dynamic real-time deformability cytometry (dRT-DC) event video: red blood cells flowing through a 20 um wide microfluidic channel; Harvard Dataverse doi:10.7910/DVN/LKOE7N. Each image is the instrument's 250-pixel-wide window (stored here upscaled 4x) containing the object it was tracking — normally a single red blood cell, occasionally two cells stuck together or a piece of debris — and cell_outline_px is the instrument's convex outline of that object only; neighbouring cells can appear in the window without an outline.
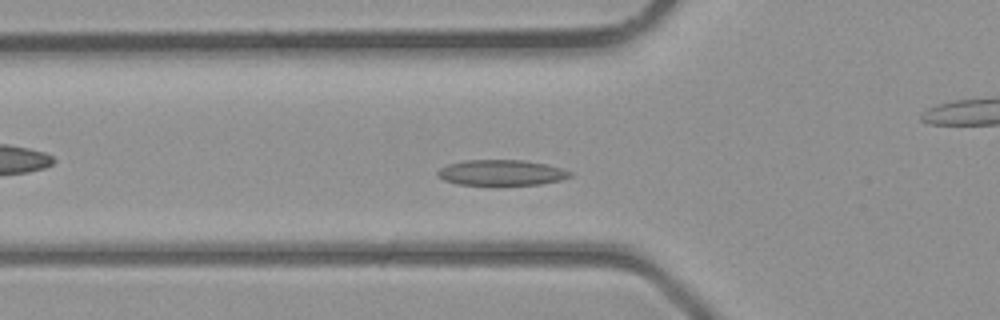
{"species": "common noctule bat (a hibernating species)", "species_latin": "Nyctalus noctula", "temperature_condition": "room temperature", "stored_images_in_passage": 30, "camera_frame_rate_fps": 3000, "um_per_image_px": 0.085, "animal": {"sex": "male", "body_mass_g": 23.1, "forearm_length_mm": 52.7}, "frame": {"image": 1, "passage_image": 3, "time_ms": 0.667, "image_size_px": [1000, 320], "cell_outline_px": [[572, 176], [560, 180], [540, 184], [456, 184], [444, 180], [436, 176], [436, 172], [440, 168], [448, 164], [464, 160], [524, 160], [548, 164], [572, 172]], "centroid_in_image_um": [42.6, 14.66], "position_along_channel_um": 83.2, "area_um2": 19.65}}
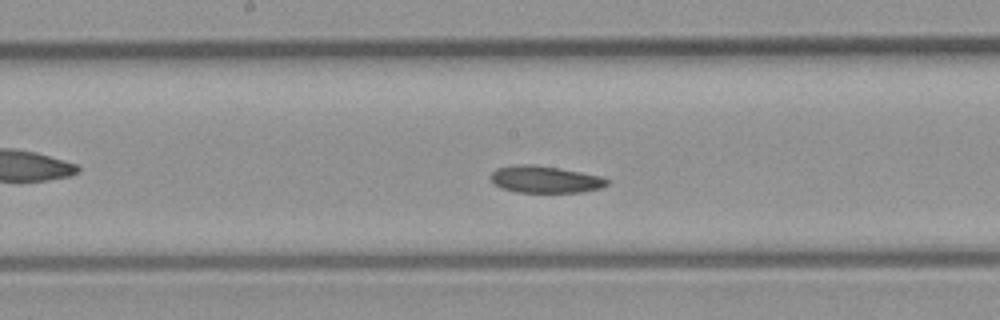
{"frame": {"image": 2, "passage_image": 10, "time_ms": 3.0, "image_size_px": [1000, 320], "cell_outline_px": [[612, 180], [608, 184], [600, 188], [580, 192], [516, 192], [500, 188], [492, 184], [488, 176], [496, 168], [516, 164], [532, 164], [580, 172], [600, 176]], "centroid_in_image_um": [46.27, 15.25], "position_along_channel_um": 201.9, "area_um2": 18.44}}
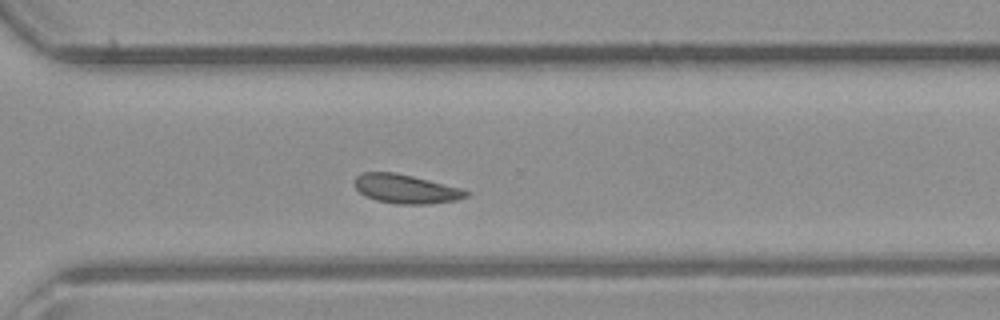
{"frame": {"image": 3, "passage_image": 18, "time_ms": 5.667, "image_size_px": [1000, 320], "cell_outline_px": [[468, 196], [456, 200], [424, 204], [396, 204], [376, 200], [364, 196], [356, 188], [352, 180], [356, 176], [364, 172], [396, 172], [460, 188], [468, 192]], "centroid_in_image_um": [34.42, 16.05], "position_along_channel_um": 336.2, "area_um2": 18.73}}